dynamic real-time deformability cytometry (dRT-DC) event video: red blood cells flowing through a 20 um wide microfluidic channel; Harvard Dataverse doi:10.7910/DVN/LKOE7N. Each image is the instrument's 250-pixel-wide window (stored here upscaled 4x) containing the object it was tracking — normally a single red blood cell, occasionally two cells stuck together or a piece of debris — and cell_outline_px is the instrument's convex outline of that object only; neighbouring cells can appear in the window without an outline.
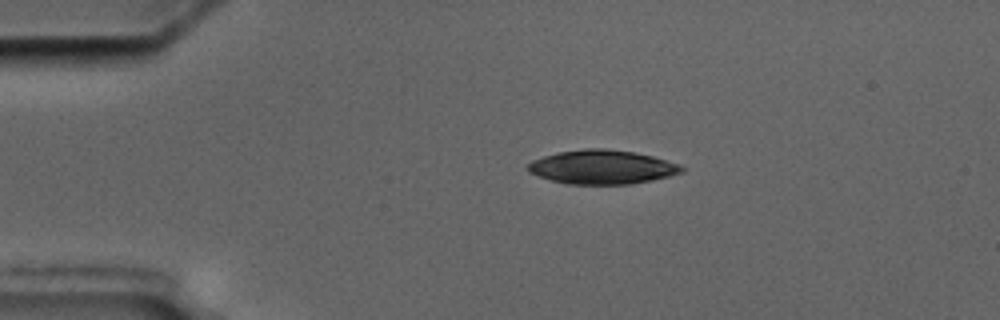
{"species": "common noctule bat (a hibernating species)", "species_latin": "Nyctalus noctula", "temperature_condition": "cold", "stored_images_in_passage": 7, "camera_frame_rate_fps": 3000, "um_per_image_px": 0.085, "animal": {"sex": "male", "body_mass_g": 17.5, "forearm_length_mm": 52.3}, "frame": {"image": 1, "passage_image": 1, "time_ms": 0.0, "image_size_px": [1000, 320], "cell_outline_px": [[684, 172], [652, 180], [628, 184], [568, 184], [552, 180], [528, 172], [524, 168], [532, 160], [544, 156], [560, 152], [584, 148], [604, 148], [632, 152], [652, 156], [680, 164], [684, 168]], "centroid_in_image_um": [51.17, 14.2], "position_along_channel_um": 33.8, "area_um2": 30.35}}
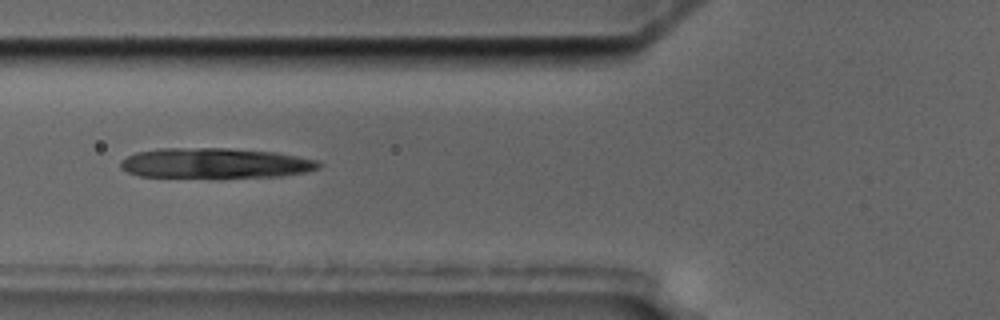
{"frame": {"image": 2, "passage_image": 4, "time_ms": 3.333, "image_size_px": [1000, 320], "cell_outline_px": [[324, 164], [320, 168], [304, 172], [280, 176], [140, 176], [128, 172], [120, 168], [120, 160], [136, 152], [156, 148], [228, 148], [276, 152], [320, 160]], "centroid_in_image_um": [18.31, 13.84], "position_along_channel_um": 107.5, "area_um2": 34.56}}
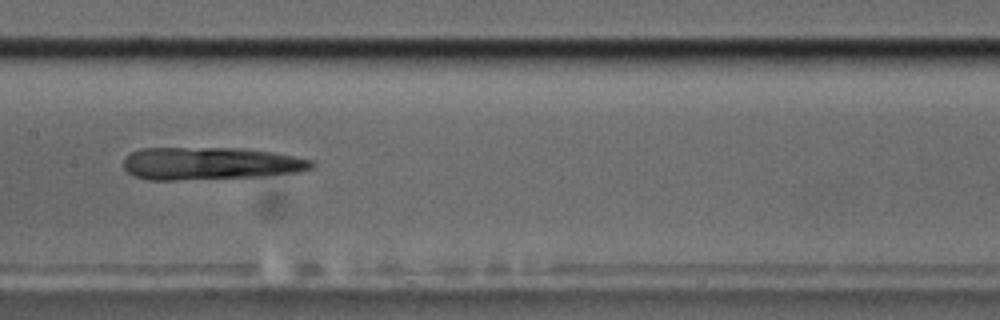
{"frame": {"image": 3, "passage_image": 6, "time_ms": 5.667, "image_size_px": [1000, 320], "cell_outline_px": [[316, 164], [312, 168], [300, 172], [264, 176], [176, 180], [148, 180], [136, 176], [128, 172], [124, 168], [124, 156], [140, 148], [244, 148], [272, 152], [312, 160]], "centroid_in_image_um": [17.88, 13.89], "position_along_channel_um": 189.5, "area_um2": 35.89}}